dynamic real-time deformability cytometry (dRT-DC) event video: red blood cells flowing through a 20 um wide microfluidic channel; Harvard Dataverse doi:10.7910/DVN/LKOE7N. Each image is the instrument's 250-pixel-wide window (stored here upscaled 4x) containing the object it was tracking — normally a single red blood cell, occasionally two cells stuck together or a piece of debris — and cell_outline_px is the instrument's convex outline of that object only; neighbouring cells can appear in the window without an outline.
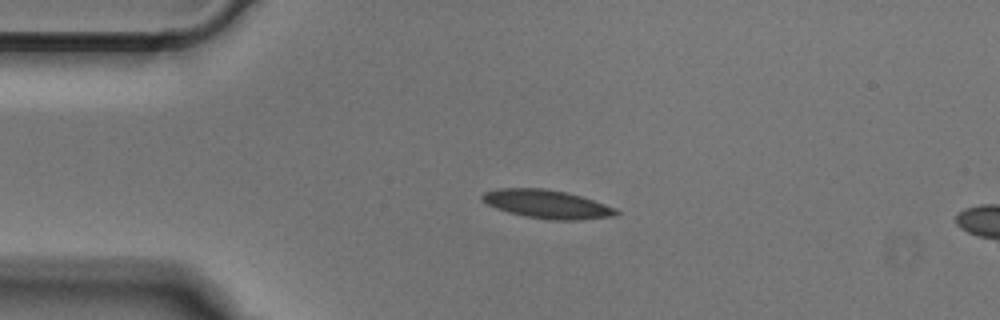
{"species": "Egyptian fruit bat (a non-hibernating species)", "species_latin": "Rousettus aegyptiacus", "temperature_condition": "cold", "stored_images_in_passage": 5, "camera_frame_rate_fps": 3000, "um_per_image_px": 0.085, "animal": {"sex": "male"}, "frame": {"image": 1, "passage_image": 1, "time_ms": 0.0, "image_size_px": [1000, 320], "cell_outline_px": [[620, 212], [616, 216], [580, 220], [552, 220], [524, 216], [508, 212], [496, 208], [480, 200], [480, 196], [484, 192], [496, 188], [544, 188], [568, 192], [616, 208]], "centroid_in_image_um": [46.48, 17.35], "position_along_channel_um": 38.5, "area_um2": 22.37}}